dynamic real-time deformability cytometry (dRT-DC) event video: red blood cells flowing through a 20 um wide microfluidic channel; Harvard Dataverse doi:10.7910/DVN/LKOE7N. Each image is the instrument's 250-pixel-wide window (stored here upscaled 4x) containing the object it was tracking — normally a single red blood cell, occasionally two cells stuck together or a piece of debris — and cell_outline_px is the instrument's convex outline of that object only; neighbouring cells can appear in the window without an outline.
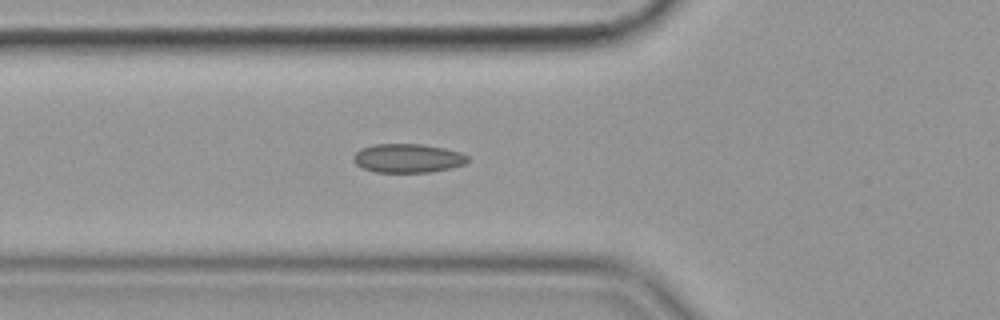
{"species": "common noctule bat (a hibernating species)", "species_latin": "Nyctalus noctula", "temperature_condition": "cold", "stored_images_in_passage": 31, "camera_frame_rate_fps": 3000, "um_per_image_px": 0.085, "animal": {"sex": "female", "body_mass_g": 19.9}, "frame": {"image": 1, "passage_image": 10, "time_ms": 3.0, "image_size_px": [1000, 320], "cell_outline_px": [[468, 160], [464, 164], [448, 168], [428, 172], [376, 172], [364, 168], [356, 164], [352, 160], [352, 156], [360, 148], [372, 144], [424, 144], [444, 148], [460, 152], [468, 156]], "centroid_in_image_um": [34.62, 13.43], "position_along_channel_um": 91.2, "area_um2": 19.19}}
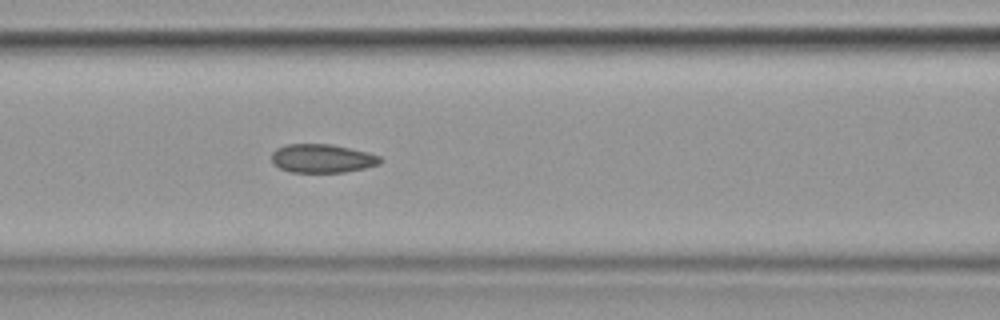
{"frame": {"image": 2, "passage_image": 14, "time_ms": 4.333, "image_size_px": [1000, 320], "cell_outline_px": [[384, 160], [380, 164], [364, 168], [344, 172], [292, 172], [280, 168], [272, 164], [272, 152], [276, 148], [288, 144], [332, 144], [368, 152], [380, 156]], "centroid_in_image_um": [27.4, 13.46], "position_along_channel_um": 139.2, "area_um2": 18.21}}
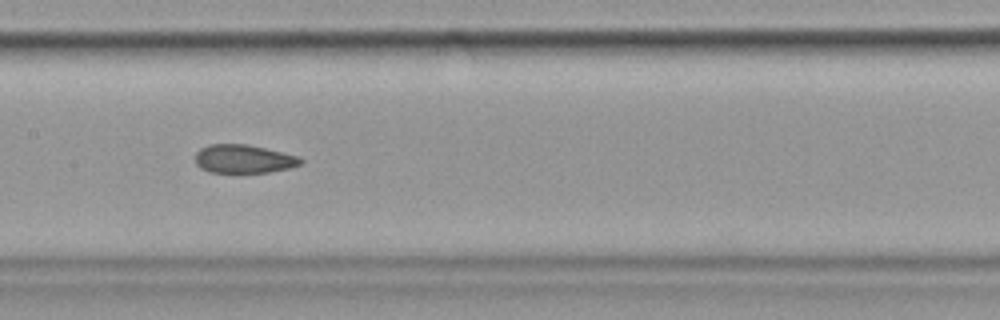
{"frame": {"image": 3, "passage_image": 18, "time_ms": 5.667, "image_size_px": [1000, 320], "cell_outline_px": [[304, 160], [300, 164], [288, 168], [268, 172], [208, 172], [200, 168], [196, 164], [196, 152], [200, 148], [208, 144], [248, 144], [300, 156]], "centroid_in_image_um": [20.7, 13.5], "position_along_channel_um": 186.7, "area_um2": 17.51}}